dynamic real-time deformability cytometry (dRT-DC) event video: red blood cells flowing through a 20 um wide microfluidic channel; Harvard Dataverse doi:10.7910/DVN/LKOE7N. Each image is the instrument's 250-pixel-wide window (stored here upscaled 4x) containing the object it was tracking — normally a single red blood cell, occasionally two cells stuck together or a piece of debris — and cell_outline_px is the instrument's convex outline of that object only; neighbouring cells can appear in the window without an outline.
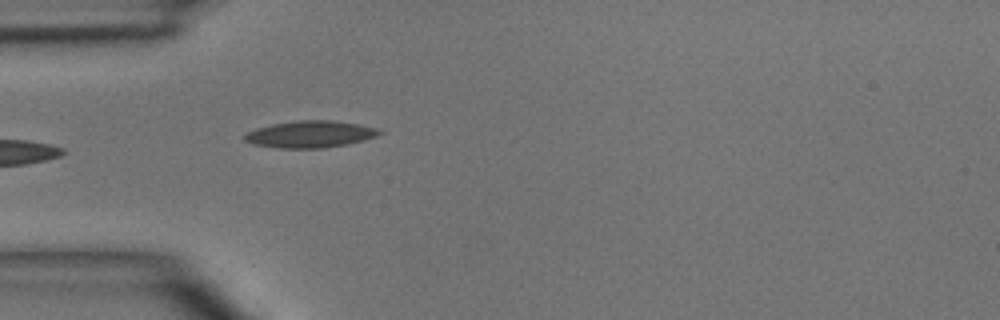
{"species": "common noctule bat (a hibernating species)", "species_latin": "Nyctalus noctula", "temperature_condition": "room temperature", "stored_images_in_passage": 4, "camera_frame_rate_fps": 3000, "um_per_image_px": 0.085, "animal": {"sex": "male", "body_mass_g": 15.6}, "frame": {"image": 1, "passage_image": 4, "time_ms": 3.667, "image_size_px": [1000, 320], "cell_outline_px": [[384, 132], [376, 136], [364, 140], [324, 148], [280, 148], [252, 144], [244, 140], [244, 136], [248, 132], [256, 128], [272, 124], [296, 120], [332, 120], [356, 124], [376, 128]], "centroid_in_image_um": [26.34, 11.4], "position_along_channel_um": 58.7, "area_um2": 20.92}}